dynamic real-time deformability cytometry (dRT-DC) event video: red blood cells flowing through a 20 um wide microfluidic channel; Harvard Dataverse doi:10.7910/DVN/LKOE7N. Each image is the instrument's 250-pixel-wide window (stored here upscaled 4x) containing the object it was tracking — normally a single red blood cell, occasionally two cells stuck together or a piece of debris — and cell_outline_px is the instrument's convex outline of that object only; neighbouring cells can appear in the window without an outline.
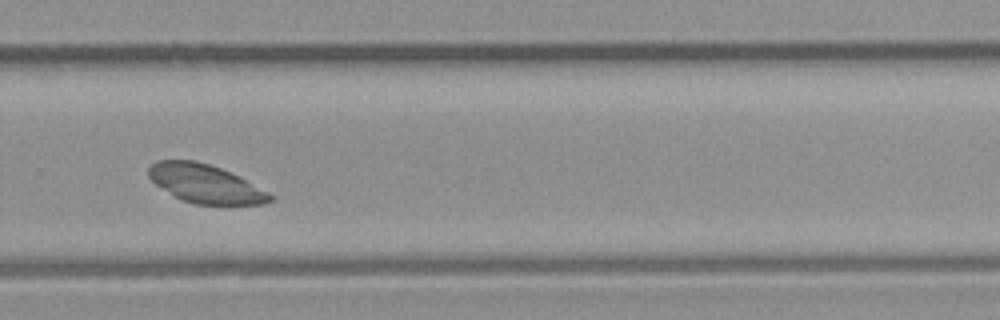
{"species": "common noctule bat (a hibernating species)", "species_latin": "Nyctalus noctula", "temperature_condition": "room temperature", "stored_images_in_passage": 34, "camera_frame_rate_fps": 3000, "um_per_image_px": 0.085, "animal": {"sex": "male", "body_mass_g": 23.1, "forearm_length_mm": 52.7}, "frame": {"image": 1, "passage_image": 25, "time_ms": 8.0, "image_size_px": [1000, 320], "cell_outline_px": [[276, 200], [264, 204], [228, 208], [192, 204], [180, 200], [156, 184], [148, 176], [148, 168], [156, 160], [196, 160], [220, 168], [276, 196]], "centroid_in_image_um": [17.51, 15.7], "position_along_channel_um": 312.3, "area_um2": 28.09}}